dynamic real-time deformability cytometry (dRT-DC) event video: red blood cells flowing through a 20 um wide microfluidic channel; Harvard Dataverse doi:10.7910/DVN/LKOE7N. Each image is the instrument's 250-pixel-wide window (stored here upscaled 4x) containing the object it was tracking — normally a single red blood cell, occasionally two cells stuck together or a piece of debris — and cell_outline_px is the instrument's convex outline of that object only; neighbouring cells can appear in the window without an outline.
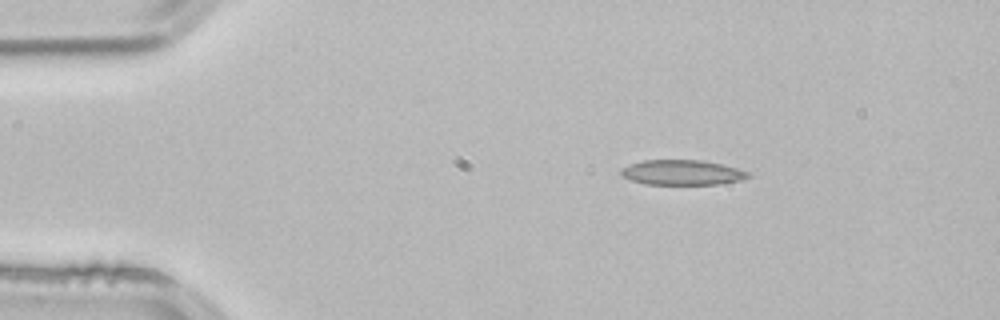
{"species": "common noctule bat (a hibernating species)", "species_latin": "Nyctalus noctula", "temperature_condition": "room temperature", "stored_images_in_passage": 1, "camera_frame_rate_fps": 3000, "um_per_image_px": 0.085, "animal": {"sex": "male", "body_mass_g": 21.5, "forearm_length_mm": 52.0}, "frame": {"image": 1, "passage_image": 1, "time_ms": 0.0, "image_size_px": [1000, 320], "cell_outline_px": [[752, 176], [740, 180], [716, 184], [644, 184], [632, 180], [624, 176], [620, 172], [620, 168], [628, 164], [644, 160], [704, 160], [736, 168], [748, 172]], "centroid_in_image_um": [57.95, 14.65], "position_along_channel_um": 27.0, "area_um2": 18.44}}